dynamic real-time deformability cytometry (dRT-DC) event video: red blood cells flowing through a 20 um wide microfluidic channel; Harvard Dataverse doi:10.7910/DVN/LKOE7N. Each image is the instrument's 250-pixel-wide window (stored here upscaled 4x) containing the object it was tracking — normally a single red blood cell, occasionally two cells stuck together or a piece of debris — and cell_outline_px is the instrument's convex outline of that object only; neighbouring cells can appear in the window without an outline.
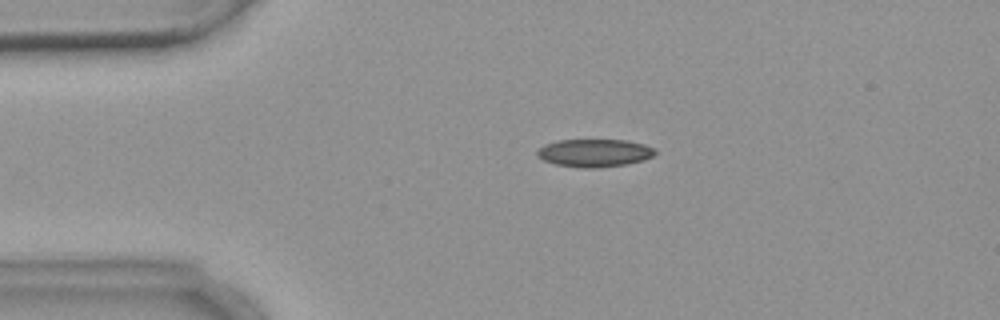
{"species": "common noctule bat (a hibernating species)", "species_latin": "Nyctalus noctula", "temperature_condition": "warm", "stored_images_in_passage": 5, "camera_frame_rate_fps": 3000, "um_per_image_px": 0.085, "animal": {"sex": "female", "body_mass_g": 18.4}, "frame": {"image": 1, "passage_image": 4, "time_ms": 3.667, "image_size_px": [1000, 320], "cell_outline_px": [[656, 152], [652, 156], [644, 160], [628, 164], [596, 168], [580, 168], [556, 164], [544, 160], [536, 156], [536, 152], [544, 144], [560, 140], [628, 140], [644, 144], [652, 148]], "centroid_in_image_um": [50.52, 13.0], "position_along_channel_um": 34.5, "area_um2": 19.13}}